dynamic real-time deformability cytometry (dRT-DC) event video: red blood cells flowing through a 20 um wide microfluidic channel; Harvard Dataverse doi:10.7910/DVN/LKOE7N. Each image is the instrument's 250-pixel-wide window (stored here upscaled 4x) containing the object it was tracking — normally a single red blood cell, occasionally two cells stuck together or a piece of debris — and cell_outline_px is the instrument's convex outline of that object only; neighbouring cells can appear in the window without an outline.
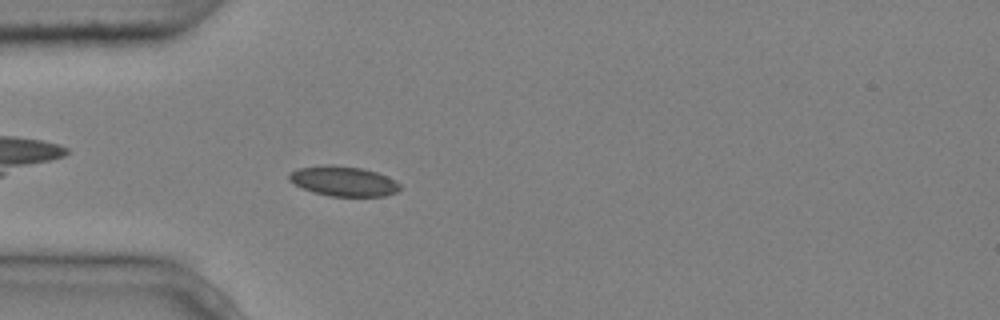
{"species": "common noctule bat (a hibernating species)", "species_latin": "Nyctalus noctula", "temperature_condition": "cold", "stored_images_in_passage": 5, "camera_frame_rate_fps": 3000, "um_per_image_px": 0.085, "animal": {"sex": "male", "body_mass_g": 20.4}, "frame": {"image": 1, "passage_image": 5, "time_ms": 1.333, "image_size_px": [1000, 320], "cell_outline_px": [[400, 188], [396, 192], [384, 196], [328, 196], [312, 192], [288, 180], [288, 172], [300, 168], [328, 164], [332, 164], [360, 168], [376, 172], [396, 180], [400, 184]], "centroid_in_image_um": [29.18, 15.4], "position_along_channel_um": 55.8, "area_um2": 19.31}}